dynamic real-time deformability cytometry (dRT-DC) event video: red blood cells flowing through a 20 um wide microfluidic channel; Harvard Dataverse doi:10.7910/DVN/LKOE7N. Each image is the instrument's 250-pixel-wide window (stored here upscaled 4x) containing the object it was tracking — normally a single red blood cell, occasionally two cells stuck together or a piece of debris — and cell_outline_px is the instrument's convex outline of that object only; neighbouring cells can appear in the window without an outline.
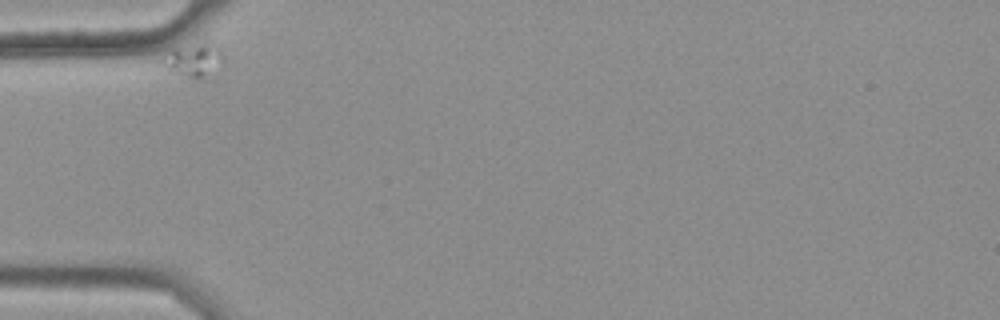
{"species": "common noctule bat (a hibernating species)", "species_latin": "Nyctalus noctula", "temperature_condition": "warm", "stored_images_in_passage": 37, "camera_frame_rate_fps": 3000, "um_per_image_px": 0.085, "animal": {"sex": "female", "body_mass_g": 25.1}, "frame": {"image": 1, "passage_image": 1, "time_ms": 0.0, "image_size_px": [1000, 320], "cell_outline_px": [[224, 60], [200, 76], [192, 76], [176, 72], [168, 68], [168, 48], [200, 44], [212, 44], [220, 48], [224, 56]], "centroid_in_image_um": [16.52, 5.0], "position_along_channel_um": 68.5, "area_um2": 10.17}}